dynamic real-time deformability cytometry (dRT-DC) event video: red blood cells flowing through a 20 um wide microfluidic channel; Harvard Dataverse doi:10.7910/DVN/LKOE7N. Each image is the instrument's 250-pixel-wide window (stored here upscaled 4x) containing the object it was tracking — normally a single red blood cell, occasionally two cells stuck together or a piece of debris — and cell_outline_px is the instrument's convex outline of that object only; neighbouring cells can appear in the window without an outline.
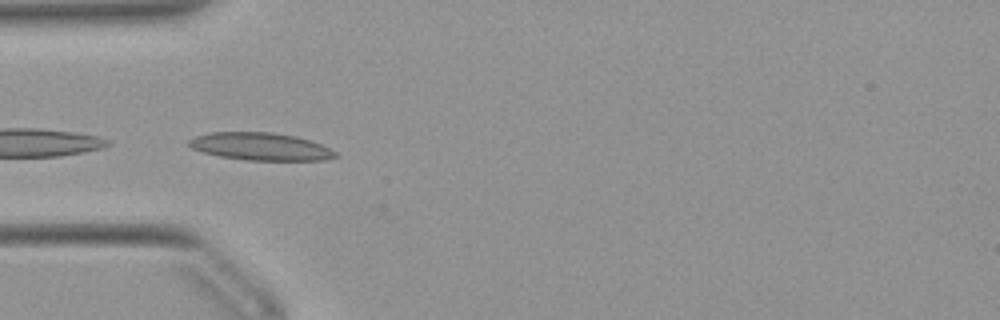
{"species": "Egyptian fruit bat (a non-hibernating species)", "species_latin": "Rousettus aegyptiacus", "temperature_condition": "warm", "stored_images_in_passage": 8, "camera_frame_rate_fps": 3000, "um_per_image_px": 0.085, "animal": {"sex": "female"}, "frame": {"image": 1, "passage_image": 2, "time_ms": 0.333, "image_size_px": [1000, 320], "cell_outline_px": [[340, 156], [324, 160], [244, 160], [220, 156], [204, 152], [192, 148], [188, 144], [188, 140], [196, 136], [208, 132], [272, 132], [296, 136], [320, 144], [336, 152]], "centroid_in_image_um": [22.14, 12.45], "position_along_channel_um": 62.9, "area_um2": 23.47}}